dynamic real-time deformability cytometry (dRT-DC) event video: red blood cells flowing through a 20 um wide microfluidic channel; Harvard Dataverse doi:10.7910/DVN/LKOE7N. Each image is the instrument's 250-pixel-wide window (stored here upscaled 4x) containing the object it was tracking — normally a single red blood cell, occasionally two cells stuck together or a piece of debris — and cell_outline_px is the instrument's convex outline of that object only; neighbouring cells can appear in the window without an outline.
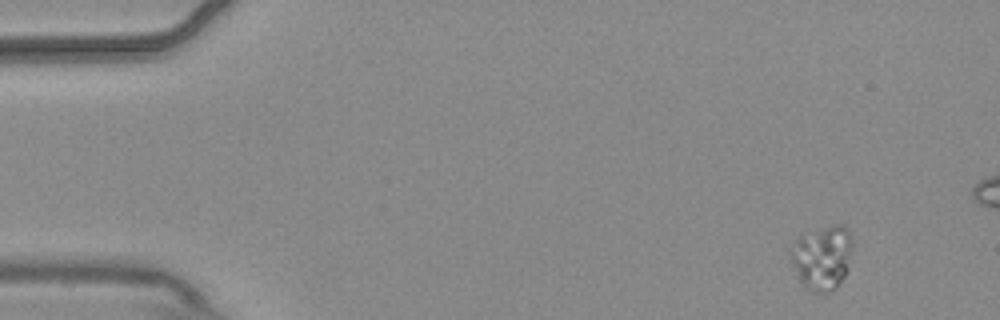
{"species": "common noctule bat (a hibernating species)", "species_latin": "Nyctalus noctula", "temperature_condition": "warm", "stored_images_in_passage": 6, "camera_frame_rate_fps": 3000, "um_per_image_px": 0.085, "animal": {"sex": "male", "body_mass_g": 20.4}, "frame": {"image": 1, "passage_image": 6, "time_ms": 1.667, "image_size_px": [1000, 320], "cell_outline_px": [[852, 244], [848, 268], [844, 276], [836, 288], [824, 296], [820, 296], [804, 288], [800, 280], [788, 252], [788, 248], [800, 236], [832, 224], [840, 224], [848, 232], [852, 240]], "centroid_in_image_um": [69.87, 21.95], "position_along_channel_um": 15.1, "area_um2": 23.35}}